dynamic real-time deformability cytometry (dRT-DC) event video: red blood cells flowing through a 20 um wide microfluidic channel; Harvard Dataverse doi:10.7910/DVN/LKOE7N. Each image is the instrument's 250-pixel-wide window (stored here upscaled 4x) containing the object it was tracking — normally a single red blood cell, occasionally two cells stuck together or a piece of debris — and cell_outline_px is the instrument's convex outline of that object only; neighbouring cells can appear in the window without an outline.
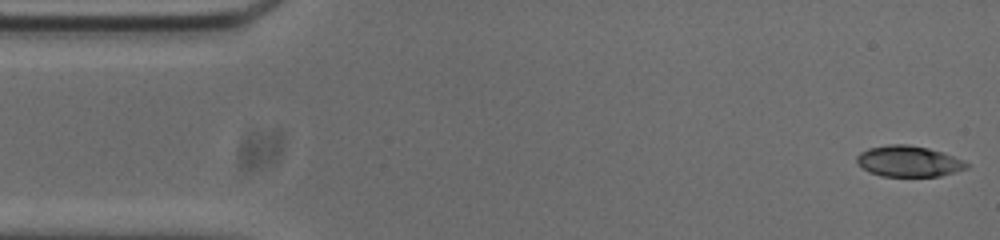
{"species": "common noctule bat (a hibernating species)", "species_latin": "Nyctalus noctula", "temperature_condition": "cold", "stored_images_in_passage": 53, "camera_frame_rate_fps": 3000, "um_per_image_px": 0.085, "animal": {"sex": "male", "body_mass_g": 20.0, "forearm_length_mm": 53.3}, "frame": {"image": 1, "passage_image": 1, "time_ms": 0.0, "image_size_px": [1000, 240], "cell_outline_px": [[968, 168], [940, 176], [880, 176], [868, 172], [856, 160], [856, 156], [860, 152], [868, 148], [888, 144], [908, 144], [928, 148], [944, 152], [964, 160], [968, 164]], "centroid_in_image_um": [77.24, 13.7], "position_along_channel_um": 7.8, "area_um2": 19.88}}
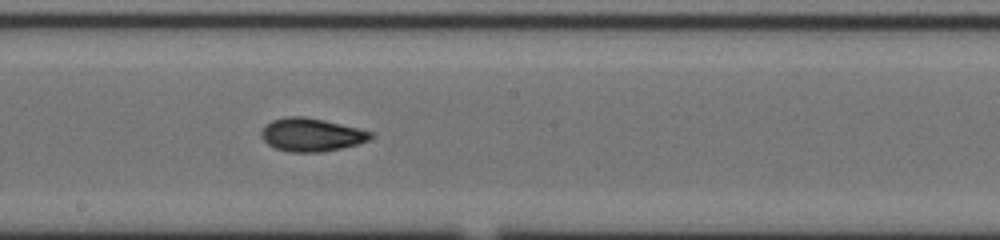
{"frame": {"image": 2, "passage_image": 27, "time_ms": 8.667, "image_size_px": [1000, 240], "cell_outline_px": [[376, 132], [368, 140], [356, 144], [340, 148], [320, 152], [288, 152], [276, 148], [268, 144], [260, 136], [260, 132], [264, 124], [272, 120], [284, 116], [304, 116], [324, 120], [360, 128]], "centroid_in_image_um": [26.44, 11.44], "position_along_channel_um": 221.8, "area_um2": 21.33}}
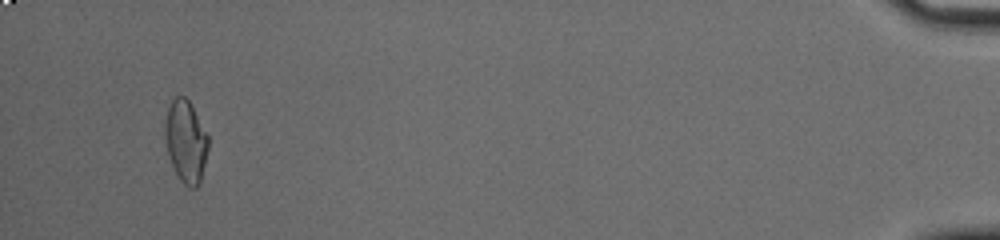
{"frame": {"image": 3, "passage_image": 50, "time_ms": 16.333, "image_size_px": [1000, 240], "cell_outline_px": [[208, 148], [200, 184], [196, 188], [188, 188], [176, 176], [164, 140], [164, 124], [168, 108], [172, 100], [176, 96], [184, 96], [188, 100], [208, 136]], "centroid_in_image_um": [15.78, 12.06], "position_along_channel_um": 419.4, "area_um2": 20.69}, "authors_computed_cell_mechanics": {"area_um2": 20.5768, "velocity_mm_per_s": 3.749, "shape_relaxation_time_tau1_ms": 6.6004, "shape_relaxation_time_tau2_ms": 2.2854, "deformation_change_tau1": 0.1931, "deformation_change_tau2": 0.0783}}